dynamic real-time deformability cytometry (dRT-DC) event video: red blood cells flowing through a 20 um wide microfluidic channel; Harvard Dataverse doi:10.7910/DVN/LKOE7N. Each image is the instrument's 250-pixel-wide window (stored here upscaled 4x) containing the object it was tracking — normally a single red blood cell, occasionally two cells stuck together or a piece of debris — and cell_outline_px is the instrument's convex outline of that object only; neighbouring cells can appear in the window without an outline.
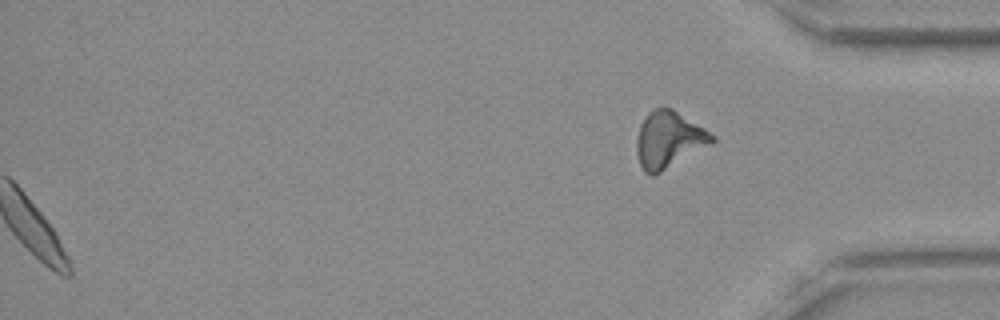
{"species": "Egyptian fruit bat (a non-hibernating species)", "species_latin": "Rousettus aegyptiacus", "temperature_condition": "room temperature", "stored_images_in_passage": 49, "segment_of_instrument_passage": [2, 2], "camera_frame_rate_fps": 3000, "um_per_image_px": 0.085, "frame": {"image": 1, "passage_image": 49, "time_ms": 16.0, "image_size_px": [1000, 320], "cell_outline_px": [[716, 140], [712, 144], [660, 172], [652, 176], [644, 172], [640, 164], [636, 152], [636, 140], [640, 124], [648, 112], [652, 108], [672, 108], [704, 128], [716, 136]], "centroid_in_image_um": [56.84, 11.87], "position_along_channel_um": 378.4, "area_um2": 24.85}}